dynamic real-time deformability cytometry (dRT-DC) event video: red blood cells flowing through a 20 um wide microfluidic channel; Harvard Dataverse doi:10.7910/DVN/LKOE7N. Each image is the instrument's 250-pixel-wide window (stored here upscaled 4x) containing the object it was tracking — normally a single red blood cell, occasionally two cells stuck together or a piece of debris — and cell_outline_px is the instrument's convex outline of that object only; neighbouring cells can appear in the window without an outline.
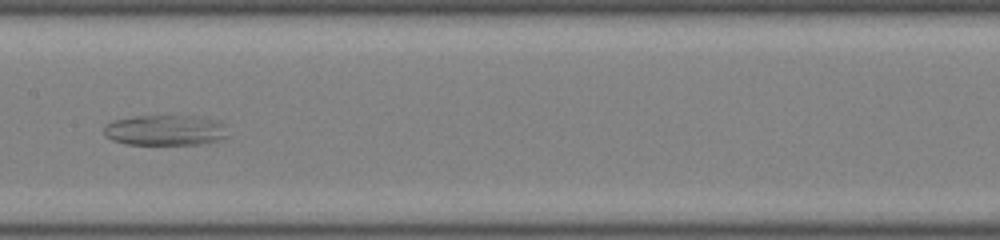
{"species": "common noctule bat (a hibernating species)", "species_latin": "Nyctalus noctula", "temperature_condition": "room temperature", "stored_images_in_passage": 50, "camera_frame_rate_fps": 3000, "um_per_image_px": 0.085, "animal": {"sex": "male", "body_mass_g": 19.0, "forearm_length_mm": 50.8}, "frame": {"image": 1, "passage_image": 25, "time_ms": 8.0, "image_size_px": [1000, 240], "cell_outline_px": [[228, 136], [220, 140], [200, 144], [128, 144], [112, 140], [104, 136], [104, 128], [108, 124], [116, 120], [136, 116], [200, 116], [220, 120], [224, 124]], "centroid_in_image_um": [14.1, 11.07], "position_along_channel_um": 193.3, "area_um2": 22.08}}
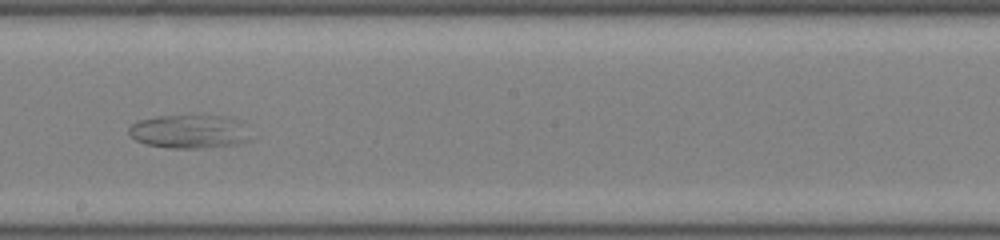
{"frame": {"image": 2, "passage_image": 28, "time_ms": 9.0, "image_size_px": [1000, 240], "cell_outline_px": [[248, 140], [236, 144], [200, 148], [168, 148], [144, 144], [136, 140], [128, 132], [128, 128], [136, 120], [156, 116], [220, 116], [236, 120], [248, 136]], "centroid_in_image_um": [15.95, 11.19], "position_along_channel_um": 232.2, "area_um2": 23.29}}
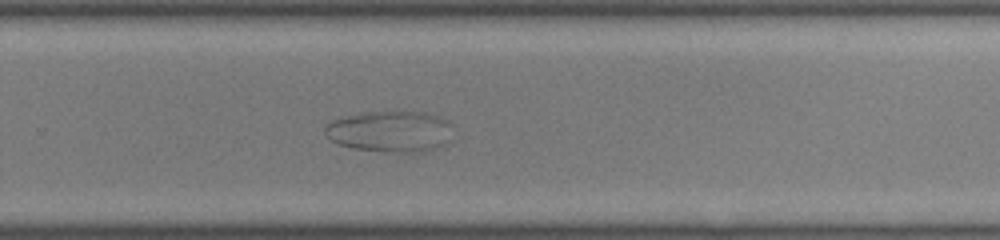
{"frame": {"image": 3, "passage_image": 33, "time_ms": 10.667, "image_size_px": [1000, 240], "cell_outline_px": [[452, 140], [444, 144], [432, 148], [416, 152], [400, 152], [352, 148], [336, 144], [324, 132], [324, 128], [332, 120], [348, 116], [368, 112], [428, 112], [440, 116], [448, 120], [452, 124]], "centroid_in_image_um": [33.22, 11.16], "position_along_channel_um": 296.6, "area_um2": 30.58}}